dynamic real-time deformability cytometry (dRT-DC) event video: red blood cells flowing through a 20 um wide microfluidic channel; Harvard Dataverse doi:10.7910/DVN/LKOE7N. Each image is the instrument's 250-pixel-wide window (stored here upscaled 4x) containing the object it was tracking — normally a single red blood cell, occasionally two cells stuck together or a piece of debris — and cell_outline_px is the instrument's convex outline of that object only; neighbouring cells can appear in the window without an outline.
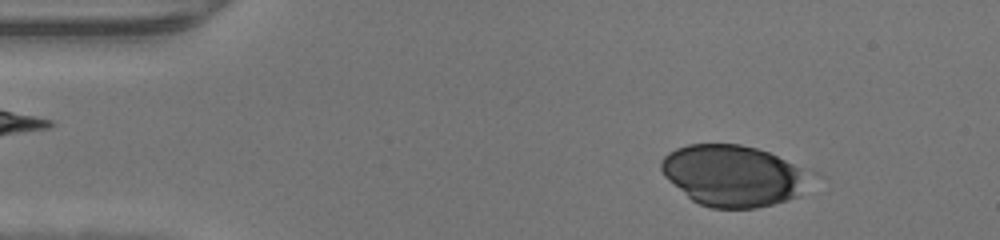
{"species": "human", "species_latin": "Homo sapiens", "temperature_condition": "warm", "stored_images_in_passage": 39, "camera_frame_rate_fps": 3000, "um_per_image_px": 0.085, "donor": {"sex": "male"}, "frame": {"image": 1, "passage_image": 6, "time_ms": 1.667, "image_size_px": [1000, 240], "cell_outline_px": [[804, 172], [800, 196], [788, 200], [756, 208], [712, 208], [700, 204], [692, 200], [668, 180], [664, 176], [660, 168], [660, 160], [668, 152], [676, 148], [688, 144], [740, 144], [756, 148], [768, 152], [804, 168]], "centroid_in_image_um": [62.21, 14.92], "position_along_channel_um": 22.8, "area_um2": 52.42}}
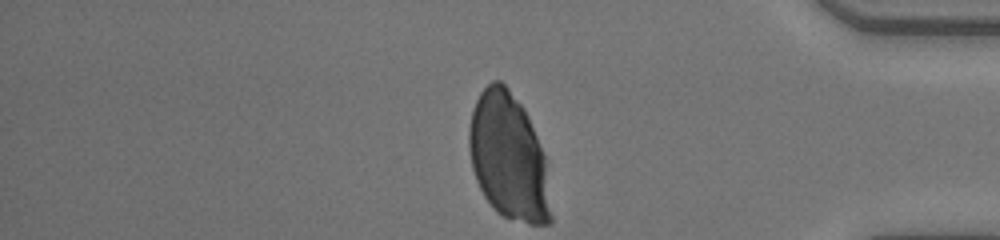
{"frame": {"image": 2, "passage_image": 39, "time_ms": 12.667, "image_size_px": [1000, 240], "cell_outline_px": [[552, 224], [528, 224], [504, 216], [496, 212], [484, 196], [476, 180], [472, 168], [468, 148], [468, 128], [472, 108], [480, 92], [492, 80], [500, 80], [508, 88], [524, 108], [528, 116], [548, 160], [552, 216]], "centroid_in_image_um": [43.25, 13.36], "position_along_channel_um": 391.9, "area_um2": 61.44}}